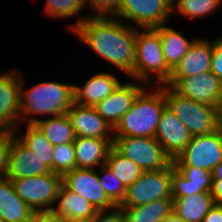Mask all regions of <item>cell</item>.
Returning a JSON list of instances; mask_svg holds the SVG:
<instances>
[{"instance_id":"6da1fadb","label":"cell","mask_w":222,"mask_h":222,"mask_svg":"<svg viewBox=\"0 0 222 222\" xmlns=\"http://www.w3.org/2000/svg\"><path fill=\"white\" fill-rule=\"evenodd\" d=\"M114 17H80L72 30L104 60L135 80V49L137 30Z\"/></svg>"},{"instance_id":"7a4b0ae2","label":"cell","mask_w":222,"mask_h":222,"mask_svg":"<svg viewBox=\"0 0 222 222\" xmlns=\"http://www.w3.org/2000/svg\"><path fill=\"white\" fill-rule=\"evenodd\" d=\"M166 106L165 85H158L154 92L153 89L147 91L144 86L131 108L114 128L113 136L155 138L162 111Z\"/></svg>"},{"instance_id":"3957f363","label":"cell","mask_w":222,"mask_h":222,"mask_svg":"<svg viewBox=\"0 0 222 222\" xmlns=\"http://www.w3.org/2000/svg\"><path fill=\"white\" fill-rule=\"evenodd\" d=\"M73 102L74 85L49 81L24 91V80L21 75L20 118L24 116L28 124L37 121V118L32 117L35 114L51 116L67 114Z\"/></svg>"},{"instance_id":"277c9868","label":"cell","mask_w":222,"mask_h":222,"mask_svg":"<svg viewBox=\"0 0 222 222\" xmlns=\"http://www.w3.org/2000/svg\"><path fill=\"white\" fill-rule=\"evenodd\" d=\"M168 108L187 127L193 136L207 135L219 129L217 107L195 102L165 85Z\"/></svg>"},{"instance_id":"5b68a950","label":"cell","mask_w":222,"mask_h":222,"mask_svg":"<svg viewBox=\"0 0 222 222\" xmlns=\"http://www.w3.org/2000/svg\"><path fill=\"white\" fill-rule=\"evenodd\" d=\"M137 31L135 49V79L142 83L150 82L151 73L156 75L157 83L165 85L171 75L161 46L160 34L154 28Z\"/></svg>"},{"instance_id":"8992f818","label":"cell","mask_w":222,"mask_h":222,"mask_svg":"<svg viewBox=\"0 0 222 222\" xmlns=\"http://www.w3.org/2000/svg\"><path fill=\"white\" fill-rule=\"evenodd\" d=\"M16 193L34 212L52 210L59 189L62 175L49 174L11 180Z\"/></svg>"},{"instance_id":"52a82bcc","label":"cell","mask_w":222,"mask_h":222,"mask_svg":"<svg viewBox=\"0 0 222 222\" xmlns=\"http://www.w3.org/2000/svg\"><path fill=\"white\" fill-rule=\"evenodd\" d=\"M172 162L164 169L144 171L126 188L125 198L120 207H134L171 196Z\"/></svg>"},{"instance_id":"ba28073f","label":"cell","mask_w":222,"mask_h":222,"mask_svg":"<svg viewBox=\"0 0 222 222\" xmlns=\"http://www.w3.org/2000/svg\"><path fill=\"white\" fill-rule=\"evenodd\" d=\"M113 146L122 155L134 161L143 171L162 170L172 162L155 138L114 137Z\"/></svg>"},{"instance_id":"9c48e42d","label":"cell","mask_w":222,"mask_h":222,"mask_svg":"<svg viewBox=\"0 0 222 222\" xmlns=\"http://www.w3.org/2000/svg\"><path fill=\"white\" fill-rule=\"evenodd\" d=\"M222 161V129L193 136L186 148L173 160L175 167H197L213 172Z\"/></svg>"},{"instance_id":"30bf717a","label":"cell","mask_w":222,"mask_h":222,"mask_svg":"<svg viewBox=\"0 0 222 222\" xmlns=\"http://www.w3.org/2000/svg\"><path fill=\"white\" fill-rule=\"evenodd\" d=\"M174 12L165 0H121L115 17L135 22L139 28H157L165 24Z\"/></svg>"},{"instance_id":"8fae6325","label":"cell","mask_w":222,"mask_h":222,"mask_svg":"<svg viewBox=\"0 0 222 222\" xmlns=\"http://www.w3.org/2000/svg\"><path fill=\"white\" fill-rule=\"evenodd\" d=\"M166 86L195 102L217 107L222 95V82L210 70L187 78H169Z\"/></svg>"},{"instance_id":"7c38bea8","label":"cell","mask_w":222,"mask_h":222,"mask_svg":"<svg viewBox=\"0 0 222 222\" xmlns=\"http://www.w3.org/2000/svg\"><path fill=\"white\" fill-rule=\"evenodd\" d=\"M62 184L89 201L97 210L116 207L101 186L95 169L74 168L62 176Z\"/></svg>"},{"instance_id":"4fadbf2b","label":"cell","mask_w":222,"mask_h":222,"mask_svg":"<svg viewBox=\"0 0 222 222\" xmlns=\"http://www.w3.org/2000/svg\"><path fill=\"white\" fill-rule=\"evenodd\" d=\"M51 172L52 170L14 134L9 148L7 169L4 177L13 180Z\"/></svg>"},{"instance_id":"5bb4252c","label":"cell","mask_w":222,"mask_h":222,"mask_svg":"<svg viewBox=\"0 0 222 222\" xmlns=\"http://www.w3.org/2000/svg\"><path fill=\"white\" fill-rule=\"evenodd\" d=\"M155 139L173 161L186 148L192 135L181 120L166 106L162 111Z\"/></svg>"},{"instance_id":"9a60e30c","label":"cell","mask_w":222,"mask_h":222,"mask_svg":"<svg viewBox=\"0 0 222 222\" xmlns=\"http://www.w3.org/2000/svg\"><path fill=\"white\" fill-rule=\"evenodd\" d=\"M76 137L99 139H114L111 125L104 120L95 107L76 103L75 101L67 111ZM112 133V136L108 132Z\"/></svg>"},{"instance_id":"2e32d148","label":"cell","mask_w":222,"mask_h":222,"mask_svg":"<svg viewBox=\"0 0 222 222\" xmlns=\"http://www.w3.org/2000/svg\"><path fill=\"white\" fill-rule=\"evenodd\" d=\"M19 75V76H18ZM21 75L12 71L0 75V128L17 130L20 117ZM17 128V129H16Z\"/></svg>"},{"instance_id":"e0dca14e","label":"cell","mask_w":222,"mask_h":222,"mask_svg":"<svg viewBox=\"0 0 222 222\" xmlns=\"http://www.w3.org/2000/svg\"><path fill=\"white\" fill-rule=\"evenodd\" d=\"M212 172L197 167H175L172 161L171 196L173 199L199 192H211Z\"/></svg>"},{"instance_id":"ac0fdd59","label":"cell","mask_w":222,"mask_h":222,"mask_svg":"<svg viewBox=\"0 0 222 222\" xmlns=\"http://www.w3.org/2000/svg\"><path fill=\"white\" fill-rule=\"evenodd\" d=\"M142 89L143 86L135 83H120L113 93L95 106V109L114 129Z\"/></svg>"},{"instance_id":"d6986e66","label":"cell","mask_w":222,"mask_h":222,"mask_svg":"<svg viewBox=\"0 0 222 222\" xmlns=\"http://www.w3.org/2000/svg\"><path fill=\"white\" fill-rule=\"evenodd\" d=\"M213 41L195 39L171 71L170 78H187L211 70Z\"/></svg>"},{"instance_id":"ffe728a7","label":"cell","mask_w":222,"mask_h":222,"mask_svg":"<svg viewBox=\"0 0 222 222\" xmlns=\"http://www.w3.org/2000/svg\"><path fill=\"white\" fill-rule=\"evenodd\" d=\"M74 143L76 168L94 169L106 164L114 139L76 137ZM100 164V165H99Z\"/></svg>"},{"instance_id":"44dd1931","label":"cell","mask_w":222,"mask_h":222,"mask_svg":"<svg viewBox=\"0 0 222 222\" xmlns=\"http://www.w3.org/2000/svg\"><path fill=\"white\" fill-rule=\"evenodd\" d=\"M120 81L111 73L92 76L83 87L74 86V101L81 105L95 107L118 87Z\"/></svg>"},{"instance_id":"7402d4cb","label":"cell","mask_w":222,"mask_h":222,"mask_svg":"<svg viewBox=\"0 0 222 222\" xmlns=\"http://www.w3.org/2000/svg\"><path fill=\"white\" fill-rule=\"evenodd\" d=\"M34 211L20 199L13 183L0 177V217L3 222H23L32 219Z\"/></svg>"},{"instance_id":"603a6c76","label":"cell","mask_w":222,"mask_h":222,"mask_svg":"<svg viewBox=\"0 0 222 222\" xmlns=\"http://www.w3.org/2000/svg\"><path fill=\"white\" fill-rule=\"evenodd\" d=\"M59 201L57 209L52 211L60 218H71L89 222L98 210L86 199L61 185L55 202Z\"/></svg>"},{"instance_id":"cb8c5ba5","label":"cell","mask_w":222,"mask_h":222,"mask_svg":"<svg viewBox=\"0 0 222 222\" xmlns=\"http://www.w3.org/2000/svg\"><path fill=\"white\" fill-rule=\"evenodd\" d=\"M214 205L215 201L211 192H199L173 199V213L186 222H202Z\"/></svg>"},{"instance_id":"d4e9b609","label":"cell","mask_w":222,"mask_h":222,"mask_svg":"<svg viewBox=\"0 0 222 222\" xmlns=\"http://www.w3.org/2000/svg\"><path fill=\"white\" fill-rule=\"evenodd\" d=\"M154 29L160 34L163 57L167 67L172 71L195 39L189 41L179 32L165 25Z\"/></svg>"},{"instance_id":"484cf974","label":"cell","mask_w":222,"mask_h":222,"mask_svg":"<svg viewBox=\"0 0 222 222\" xmlns=\"http://www.w3.org/2000/svg\"><path fill=\"white\" fill-rule=\"evenodd\" d=\"M126 222H161L173 212V198H163L134 207H121Z\"/></svg>"},{"instance_id":"4316f807","label":"cell","mask_w":222,"mask_h":222,"mask_svg":"<svg viewBox=\"0 0 222 222\" xmlns=\"http://www.w3.org/2000/svg\"><path fill=\"white\" fill-rule=\"evenodd\" d=\"M34 124L53 146L73 143L76 139L75 130L67 114L37 119Z\"/></svg>"},{"instance_id":"83f0119b","label":"cell","mask_w":222,"mask_h":222,"mask_svg":"<svg viewBox=\"0 0 222 222\" xmlns=\"http://www.w3.org/2000/svg\"><path fill=\"white\" fill-rule=\"evenodd\" d=\"M106 165L126 188L144 172L134 161L122 155L114 146L108 152Z\"/></svg>"},{"instance_id":"f1b7e54d","label":"cell","mask_w":222,"mask_h":222,"mask_svg":"<svg viewBox=\"0 0 222 222\" xmlns=\"http://www.w3.org/2000/svg\"><path fill=\"white\" fill-rule=\"evenodd\" d=\"M27 126V132L23 134L22 137L19 136L17 138L32 150L53 172L54 146L47 140L35 124H28Z\"/></svg>"},{"instance_id":"f546056e","label":"cell","mask_w":222,"mask_h":222,"mask_svg":"<svg viewBox=\"0 0 222 222\" xmlns=\"http://www.w3.org/2000/svg\"><path fill=\"white\" fill-rule=\"evenodd\" d=\"M222 0H178L173 7L181 15L200 18L212 14Z\"/></svg>"},{"instance_id":"4dcf8cb0","label":"cell","mask_w":222,"mask_h":222,"mask_svg":"<svg viewBox=\"0 0 222 222\" xmlns=\"http://www.w3.org/2000/svg\"><path fill=\"white\" fill-rule=\"evenodd\" d=\"M102 176L98 174L101 186L105 190L108 198L116 205L120 206L126 195V187L115 177L114 173L105 164L100 168Z\"/></svg>"},{"instance_id":"1f68e13d","label":"cell","mask_w":222,"mask_h":222,"mask_svg":"<svg viewBox=\"0 0 222 222\" xmlns=\"http://www.w3.org/2000/svg\"><path fill=\"white\" fill-rule=\"evenodd\" d=\"M76 168L74 143L55 145L53 150V172L64 175Z\"/></svg>"},{"instance_id":"d6a6232c","label":"cell","mask_w":222,"mask_h":222,"mask_svg":"<svg viewBox=\"0 0 222 222\" xmlns=\"http://www.w3.org/2000/svg\"><path fill=\"white\" fill-rule=\"evenodd\" d=\"M85 4V0H47L45 12L53 18H70L79 14Z\"/></svg>"},{"instance_id":"836d02e7","label":"cell","mask_w":222,"mask_h":222,"mask_svg":"<svg viewBox=\"0 0 222 222\" xmlns=\"http://www.w3.org/2000/svg\"><path fill=\"white\" fill-rule=\"evenodd\" d=\"M89 7L95 11V16L114 17L119 11L121 0H85Z\"/></svg>"},{"instance_id":"e575fe53","label":"cell","mask_w":222,"mask_h":222,"mask_svg":"<svg viewBox=\"0 0 222 222\" xmlns=\"http://www.w3.org/2000/svg\"><path fill=\"white\" fill-rule=\"evenodd\" d=\"M14 134L13 130L0 128V177H4L7 169L9 148Z\"/></svg>"},{"instance_id":"d590c367","label":"cell","mask_w":222,"mask_h":222,"mask_svg":"<svg viewBox=\"0 0 222 222\" xmlns=\"http://www.w3.org/2000/svg\"><path fill=\"white\" fill-rule=\"evenodd\" d=\"M112 210L110 213H108L109 210H98L89 222H126L123 209L120 206H116Z\"/></svg>"},{"instance_id":"8d00e7d4","label":"cell","mask_w":222,"mask_h":222,"mask_svg":"<svg viewBox=\"0 0 222 222\" xmlns=\"http://www.w3.org/2000/svg\"><path fill=\"white\" fill-rule=\"evenodd\" d=\"M211 71L222 82V37L213 42Z\"/></svg>"},{"instance_id":"74e56055","label":"cell","mask_w":222,"mask_h":222,"mask_svg":"<svg viewBox=\"0 0 222 222\" xmlns=\"http://www.w3.org/2000/svg\"><path fill=\"white\" fill-rule=\"evenodd\" d=\"M31 222H61V218L52 210L35 211Z\"/></svg>"},{"instance_id":"f35d334b","label":"cell","mask_w":222,"mask_h":222,"mask_svg":"<svg viewBox=\"0 0 222 222\" xmlns=\"http://www.w3.org/2000/svg\"><path fill=\"white\" fill-rule=\"evenodd\" d=\"M202 222H222V204H215L205 215Z\"/></svg>"},{"instance_id":"ab89813d","label":"cell","mask_w":222,"mask_h":222,"mask_svg":"<svg viewBox=\"0 0 222 222\" xmlns=\"http://www.w3.org/2000/svg\"><path fill=\"white\" fill-rule=\"evenodd\" d=\"M211 194L215 204H222V179H213Z\"/></svg>"},{"instance_id":"60d3db41","label":"cell","mask_w":222,"mask_h":222,"mask_svg":"<svg viewBox=\"0 0 222 222\" xmlns=\"http://www.w3.org/2000/svg\"><path fill=\"white\" fill-rule=\"evenodd\" d=\"M161 222H186V221L172 212L171 214L166 216Z\"/></svg>"},{"instance_id":"b9f144b4","label":"cell","mask_w":222,"mask_h":222,"mask_svg":"<svg viewBox=\"0 0 222 222\" xmlns=\"http://www.w3.org/2000/svg\"><path fill=\"white\" fill-rule=\"evenodd\" d=\"M213 179H222V161L214 168Z\"/></svg>"},{"instance_id":"7bdbcfd3","label":"cell","mask_w":222,"mask_h":222,"mask_svg":"<svg viewBox=\"0 0 222 222\" xmlns=\"http://www.w3.org/2000/svg\"><path fill=\"white\" fill-rule=\"evenodd\" d=\"M217 115H218V126L219 129H222V95L217 106Z\"/></svg>"},{"instance_id":"ee69618b","label":"cell","mask_w":222,"mask_h":222,"mask_svg":"<svg viewBox=\"0 0 222 222\" xmlns=\"http://www.w3.org/2000/svg\"><path fill=\"white\" fill-rule=\"evenodd\" d=\"M61 222H86V221L71 219V218H61Z\"/></svg>"},{"instance_id":"f6af8a7d","label":"cell","mask_w":222,"mask_h":222,"mask_svg":"<svg viewBox=\"0 0 222 222\" xmlns=\"http://www.w3.org/2000/svg\"><path fill=\"white\" fill-rule=\"evenodd\" d=\"M171 7H174L176 2L174 0H165Z\"/></svg>"}]
</instances>
